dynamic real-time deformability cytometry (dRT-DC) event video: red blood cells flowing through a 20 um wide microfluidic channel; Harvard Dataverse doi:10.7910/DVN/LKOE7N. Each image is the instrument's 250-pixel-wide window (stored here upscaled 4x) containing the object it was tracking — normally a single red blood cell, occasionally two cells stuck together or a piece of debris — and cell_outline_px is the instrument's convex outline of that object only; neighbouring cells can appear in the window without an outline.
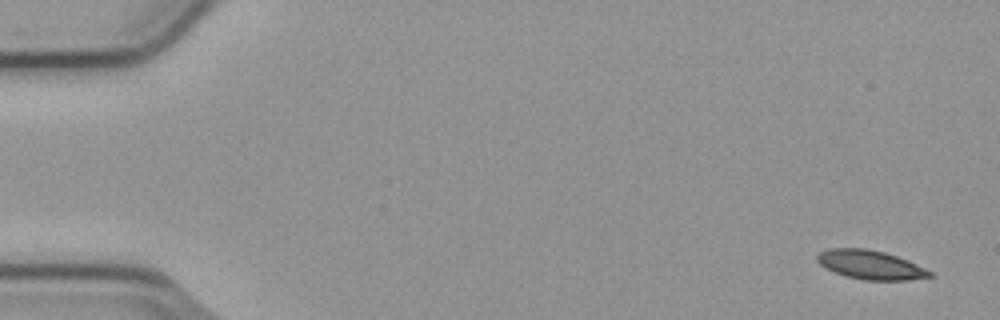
{"species": "common noctule bat (a hibernating species)", "species_latin": "Nyctalus noctula", "temperature_condition": "cold", "stored_images_in_passage": 4, "camera_frame_rate_fps": 3000, "um_per_image_px": 0.085, "animal": {"sex": "male", "body_mass_g": 23.1, "forearm_length_mm": 52.7}, "frame": {"image": 1, "passage_image": 1, "time_ms": 0.0, "image_size_px": [1000, 320], "cell_outline_px": [[932, 276], [908, 280], [864, 280], [844, 276], [820, 264], [816, 260], [816, 256], [820, 252], [828, 248], [868, 248], [884, 252], [908, 260], [932, 272]], "centroid_in_image_um": [73.97, 22.5], "position_along_channel_um": 11.0, "area_um2": 18.9}}
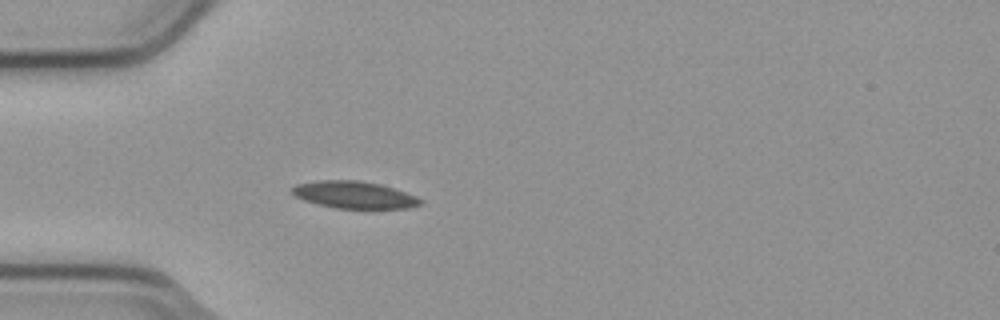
{"frame": {"image": 2, "passage_image": 4, "time_ms": 1.0, "image_size_px": [1000, 320], "cell_outline_px": [[424, 204], [408, 208], [372, 212], [336, 208], [316, 204], [304, 200], [296, 196], [292, 192], [292, 188], [296, 184], [320, 180], [356, 180], [380, 184], [416, 196], [424, 200]], "centroid_in_image_um": [30.2, 16.62], "position_along_channel_um": 54.8, "area_um2": 21.21}}